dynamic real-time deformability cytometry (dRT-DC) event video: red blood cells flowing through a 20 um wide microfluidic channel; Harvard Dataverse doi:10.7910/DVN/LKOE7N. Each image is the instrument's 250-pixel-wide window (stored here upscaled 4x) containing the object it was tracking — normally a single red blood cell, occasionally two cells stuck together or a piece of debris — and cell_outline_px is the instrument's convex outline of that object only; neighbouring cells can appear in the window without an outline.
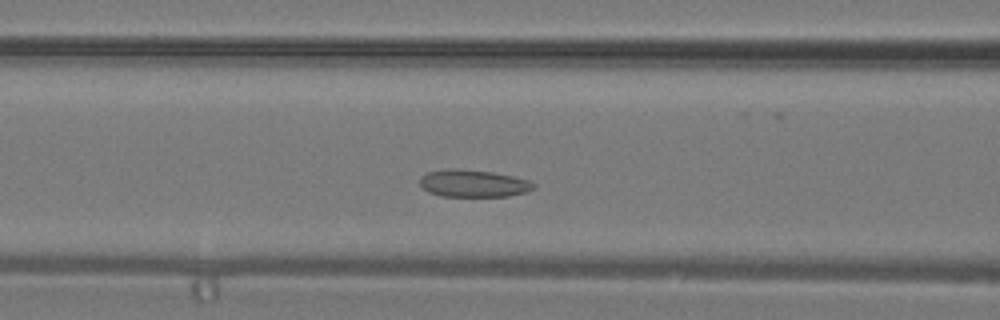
{"species": "common noctule bat (a hibernating species)", "species_latin": "Nyctalus noctula", "temperature_condition": "warm", "stored_images_in_passage": 32, "camera_frame_rate_fps": 3000, "um_per_image_px": 0.085, "animal": {"sex": "male", "body_mass_g": 19.2, "forearm_length_mm": 51.8}, "frame": {"image": 1, "passage_image": 9, "time_ms": 2.667, "image_size_px": [1000, 320], "cell_outline_px": [[536, 188], [528, 192], [508, 196], [440, 196], [428, 192], [420, 184], [420, 176], [428, 172], [452, 168], [456, 168], [492, 172], [512, 176], [528, 180], [536, 184]], "centroid_in_image_um": [40.25, 15.59], "position_along_channel_um": 126.3, "area_um2": 18.15}}
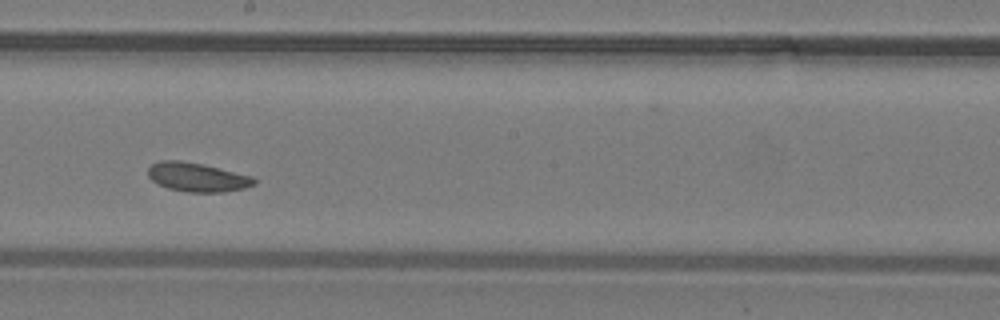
{"frame": {"image": 2, "passage_image": 15, "time_ms": 4.667, "image_size_px": [1000, 320], "cell_outline_px": [[256, 184], [244, 188], [224, 192], [188, 192], [168, 188], [152, 180], [148, 176], [148, 168], [152, 164], [160, 160], [180, 160], [200, 164], [252, 176], [256, 180]], "centroid_in_image_um": [16.76, 15.06], "position_along_channel_um": 231.4, "area_um2": 17.69}}
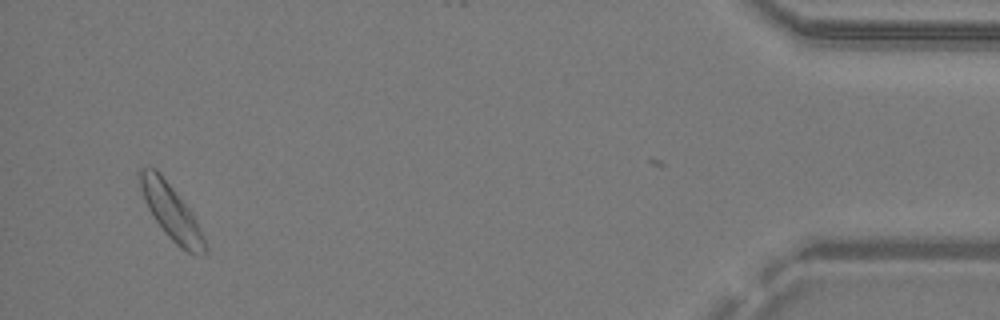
{"frame": {"image": 3, "passage_image": 30, "time_ms": 9.667, "image_size_px": [1000, 320], "cell_outline_px": [[208, 248], [204, 256], [196, 256], [180, 248], [164, 232], [148, 208], [140, 188], [136, 172], [140, 168], [156, 168], [160, 172], [192, 212], [204, 236]], "centroid_in_image_um": [14.57, 18.02], "position_along_channel_um": 420.6, "area_um2": 20.98}}